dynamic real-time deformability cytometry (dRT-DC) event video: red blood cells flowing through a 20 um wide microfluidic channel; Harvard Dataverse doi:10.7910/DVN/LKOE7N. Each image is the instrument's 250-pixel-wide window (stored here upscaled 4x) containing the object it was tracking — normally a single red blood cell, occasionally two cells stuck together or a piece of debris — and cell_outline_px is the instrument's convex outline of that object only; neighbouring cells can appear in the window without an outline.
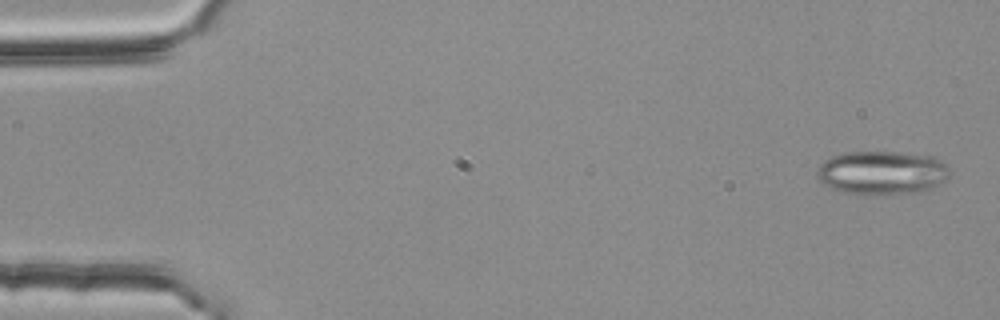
{"species": "common noctule bat (a hibernating species)", "species_latin": "Nyctalus noctula", "temperature_condition": "room temperature", "stored_images_in_passage": 3, "camera_frame_rate_fps": 3000, "um_per_image_px": 0.085, "animal": {"sex": "female", "body_mass_g": 25.1}, "frame": {"image": 1, "passage_image": 1, "time_ms": 0.0, "image_size_px": [1000, 320], "cell_outline_px": [[948, 176], [944, 180], [924, 192], [876, 196], [844, 192], [820, 184], [816, 176], [816, 172], [820, 164], [824, 160], [832, 156], [844, 152], [896, 152], [932, 156], [940, 160], [948, 168]], "centroid_in_image_um": [74.91, 14.7], "position_along_channel_um": 10.1, "area_um2": 34.16}}